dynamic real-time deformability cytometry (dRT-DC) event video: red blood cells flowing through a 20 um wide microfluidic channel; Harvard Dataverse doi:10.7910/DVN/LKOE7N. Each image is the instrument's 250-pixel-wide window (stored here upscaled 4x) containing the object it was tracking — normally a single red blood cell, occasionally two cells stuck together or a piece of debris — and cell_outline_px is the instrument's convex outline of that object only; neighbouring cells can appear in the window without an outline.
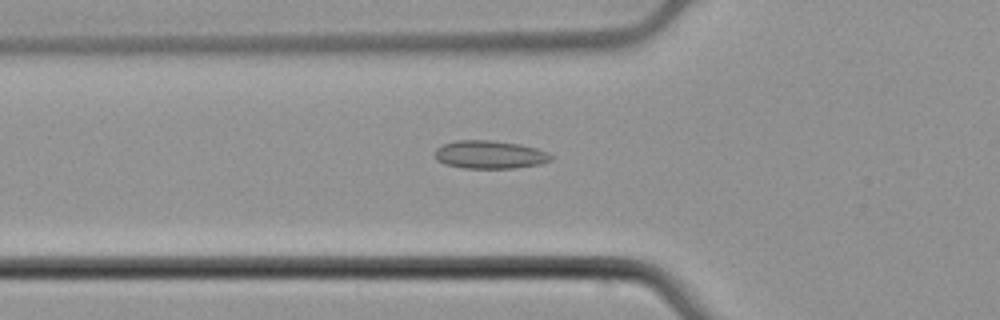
{"species": "common noctule bat (a hibernating species)", "species_latin": "Nyctalus noctula", "temperature_condition": "cold", "stored_images_in_passage": 50, "camera_frame_rate_fps": 3000, "um_per_image_px": 0.085, "animal": {"sex": "male", "body_mass_g": 21.5, "forearm_length_mm": 52.0}, "frame": {"image": 1, "passage_image": 16, "time_ms": 5.0, "image_size_px": [1000, 320], "cell_outline_px": [[556, 156], [552, 160], [540, 164], [516, 168], [464, 168], [444, 164], [436, 160], [436, 148], [444, 144], [456, 140], [492, 140], [520, 144], [536, 148], [548, 152]], "centroid_in_image_um": [41.67, 13.14], "position_along_channel_um": 84.1, "area_um2": 19.19}}
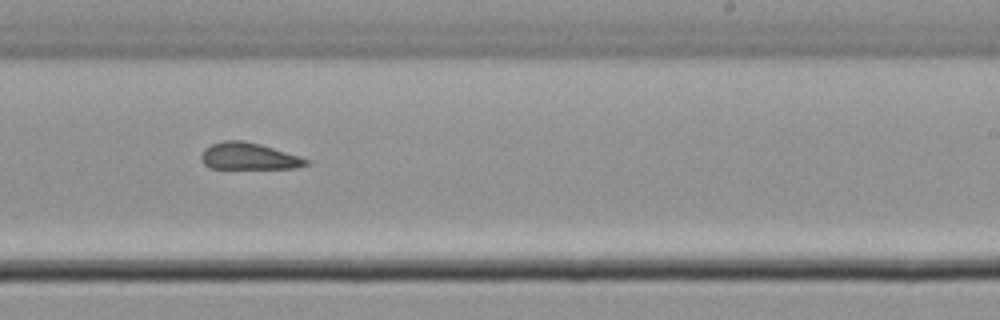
{"frame": {"image": 2, "passage_image": 30, "time_ms": 9.667, "image_size_px": [1000, 320], "cell_outline_px": [[308, 164], [296, 168], [208, 168], [200, 160], [200, 156], [204, 148], [212, 144], [224, 140], [244, 140], [260, 144], [300, 156], [308, 160]], "centroid_in_image_um": [21.1, 13.28], "position_along_channel_um": 267.9, "area_um2": 16.42}}
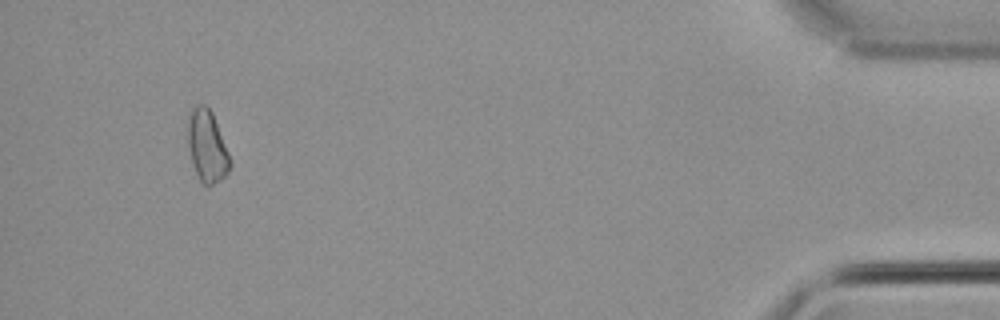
{"frame": {"image": 3, "passage_image": 47, "time_ms": 15.333, "image_size_px": [1000, 320], "cell_outline_px": [[232, 164], [228, 172], [220, 180], [208, 188], [200, 180], [192, 164], [188, 148], [188, 116], [192, 108], [196, 104], [204, 104], [212, 112], [228, 152]], "centroid_in_image_um": [17.59, 12.44], "position_along_channel_um": 417.6, "area_um2": 17.69}}